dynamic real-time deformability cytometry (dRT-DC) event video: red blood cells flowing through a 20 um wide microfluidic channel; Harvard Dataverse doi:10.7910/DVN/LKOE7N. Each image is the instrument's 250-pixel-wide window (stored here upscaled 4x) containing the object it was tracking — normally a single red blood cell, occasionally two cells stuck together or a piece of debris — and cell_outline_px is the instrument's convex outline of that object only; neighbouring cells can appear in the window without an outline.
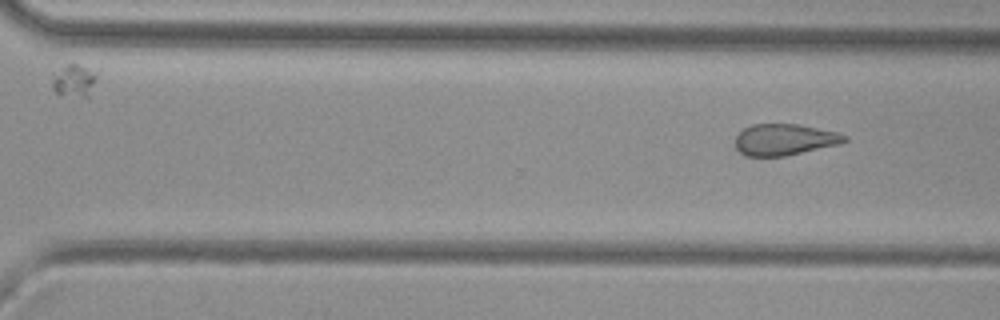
{"species": "common noctule bat (a hibernating species)", "species_latin": "Nyctalus noctula", "temperature_condition": "cold", "stored_images_in_passage": 13, "camera_frame_rate_fps": 3000, "um_per_image_px": 0.085, "animal": {"sex": "female", "body_mass_g": 29.2, "forearm_length_mm": 56.3}, "frame": {"image": 1, "passage_image": 13, "time_ms": 15.667, "image_size_px": [1000, 320], "cell_outline_px": [[848, 140], [840, 144], [784, 156], [744, 156], [736, 148], [736, 136], [744, 128], [752, 124], [800, 124], [836, 132], [848, 136]], "centroid_in_image_um": [66.69, 11.86], "position_along_channel_um": 303.9, "area_um2": 19.94}}